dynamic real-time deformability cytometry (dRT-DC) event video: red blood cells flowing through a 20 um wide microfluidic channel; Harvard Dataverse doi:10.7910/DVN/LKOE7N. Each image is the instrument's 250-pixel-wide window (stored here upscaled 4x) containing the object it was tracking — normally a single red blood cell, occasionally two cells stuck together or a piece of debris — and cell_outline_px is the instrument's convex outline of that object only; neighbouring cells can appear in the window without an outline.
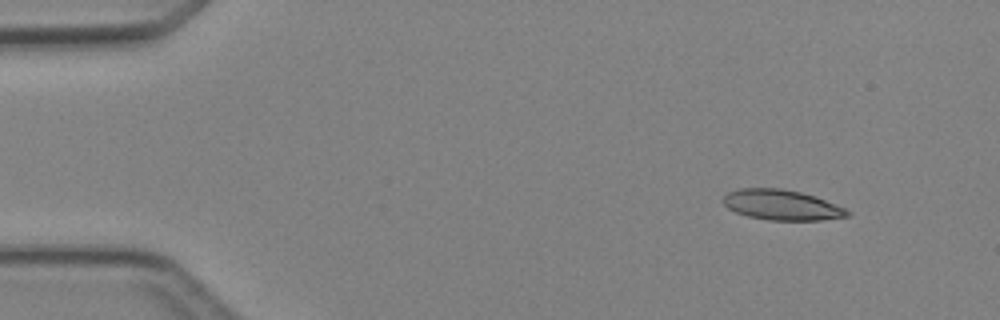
{"species": "Egyptian fruit bat (a non-hibernating species)", "species_latin": "Rousettus aegyptiacus", "temperature_condition": "cold", "stored_images_in_passage": 5, "segment_of_instrument_passage": [2, 2], "camera_frame_rate_fps": 3000, "um_per_image_px": 0.085, "animal": {"sex": "female"}, "frame": {"image": 1, "passage_image": 5, "time_ms": 5.667, "image_size_px": [1000, 320], "cell_outline_px": [[852, 212], [848, 216], [820, 220], [768, 220], [748, 216], [736, 212], [728, 208], [724, 204], [724, 196], [728, 192], [740, 188], [780, 188], [800, 192], [824, 200], [844, 208]], "centroid_in_image_um": [66.42, 17.42], "position_along_channel_um": 18.6, "area_um2": 21.62}}